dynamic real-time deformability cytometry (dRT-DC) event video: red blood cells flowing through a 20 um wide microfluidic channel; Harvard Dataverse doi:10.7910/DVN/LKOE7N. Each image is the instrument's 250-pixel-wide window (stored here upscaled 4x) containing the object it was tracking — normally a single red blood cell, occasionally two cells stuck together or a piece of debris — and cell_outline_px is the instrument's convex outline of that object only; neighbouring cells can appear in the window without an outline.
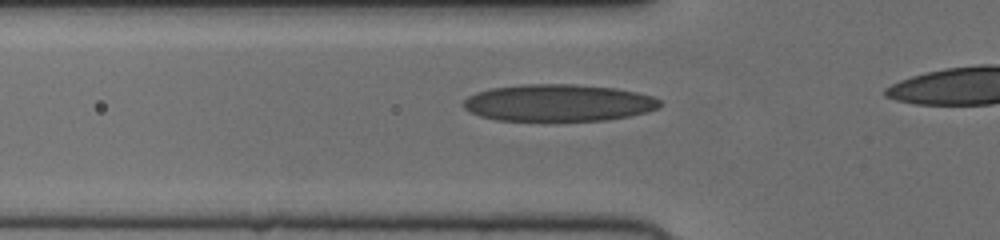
{"species": "human", "species_latin": "Homo sapiens", "temperature_condition": "cold", "stored_images_in_passage": 38, "camera_frame_rate_fps": 3000, "um_per_image_px": 0.085, "donor": {"sex": "female"}, "frame": {"image": 1, "passage_image": 14, "time_ms": 4.333, "image_size_px": [1000, 240], "cell_outline_px": [[660, 108], [648, 112], [608, 120], [556, 124], [544, 124], [496, 120], [480, 116], [464, 108], [464, 100], [468, 96], [476, 92], [492, 88], [520, 84], [572, 84], [616, 88], [636, 92], [652, 96], [660, 100]], "centroid_in_image_um": [47.45, 8.8], "position_along_channel_um": 78.3, "area_um2": 44.04}}
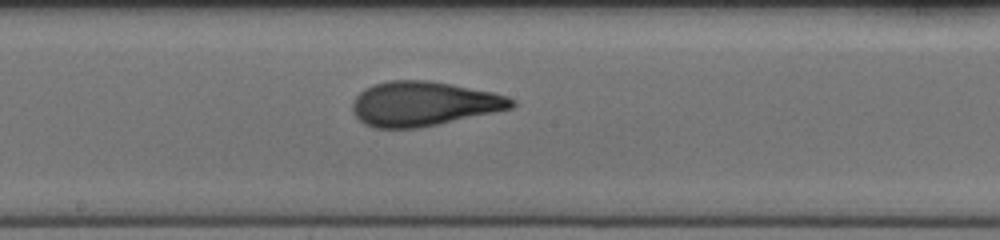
{"frame": {"image": 2, "passage_image": 24, "time_ms": 7.667, "image_size_px": [1000, 240], "cell_outline_px": [[516, 104], [512, 108], [420, 128], [376, 128], [364, 124], [352, 112], [352, 104], [356, 96], [364, 88], [372, 84], [388, 80], [428, 80], [452, 84], [492, 92], [508, 96], [516, 100]], "centroid_in_image_um": [35.98, 8.81], "position_along_channel_um": 212.2, "area_um2": 41.38}}
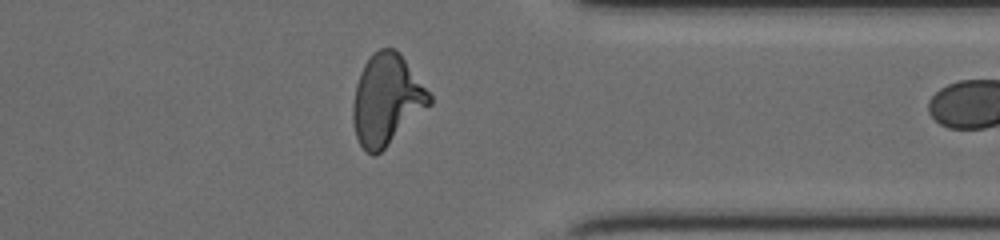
{"frame": {"image": 3, "passage_image": 37, "time_ms": 12.0, "image_size_px": [1000, 240], "cell_outline_px": [[432, 104], [376, 156], [372, 156], [364, 152], [356, 136], [352, 120], [352, 104], [356, 84], [360, 72], [364, 64], [372, 52], [380, 48], [396, 48], [400, 52], [432, 96]], "centroid_in_image_um": [32.85, 8.48], "position_along_channel_um": 378.6, "area_um2": 40.75}}